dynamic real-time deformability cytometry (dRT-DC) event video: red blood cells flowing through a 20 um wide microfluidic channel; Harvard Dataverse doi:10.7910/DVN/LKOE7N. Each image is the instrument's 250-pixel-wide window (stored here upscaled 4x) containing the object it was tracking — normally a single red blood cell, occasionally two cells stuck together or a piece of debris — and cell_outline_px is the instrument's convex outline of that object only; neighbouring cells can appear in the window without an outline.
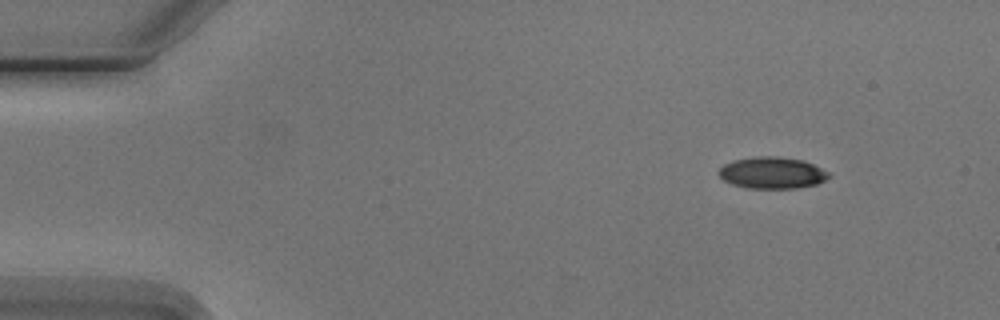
{"species": "Egyptian fruit bat (a non-hibernating species)", "species_latin": "Rousettus aegyptiacus", "temperature_condition": "cold", "stored_images_in_passage": 5, "camera_frame_rate_fps": 3000, "um_per_image_px": 0.085, "animal": {"sex": "male"}, "frame": {"image": 1, "passage_image": 1, "time_ms": 0.0, "image_size_px": [1000, 320], "cell_outline_px": [[832, 176], [816, 184], [796, 188], [748, 188], [732, 184], [724, 180], [716, 172], [724, 164], [732, 160], [752, 156], [776, 156], [804, 160], [828, 172]], "centroid_in_image_um": [65.6, 14.68], "position_along_channel_um": 19.4, "area_um2": 20.35}}
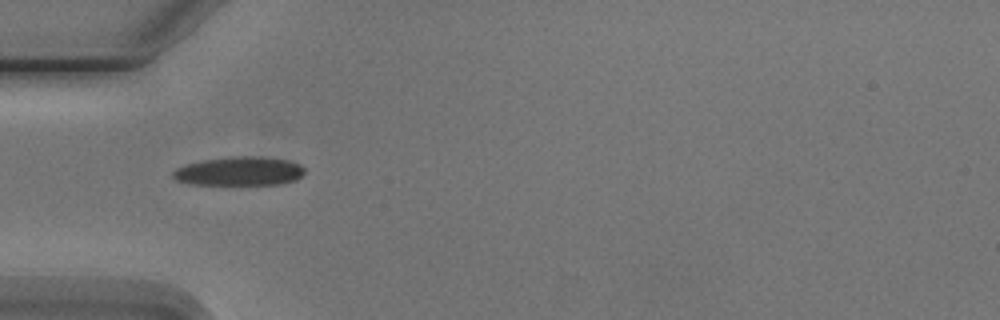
{"frame": {"image": 2, "passage_image": 4, "time_ms": 3.667, "image_size_px": [1000, 320], "cell_outline_px": [[304, 172], [296, 180], [280, 184], [188, 184], [176, 180], [172, 176], [172, 172], [176, 168], [184, 164], [204, 160], [232, 156], [260, 156], [292, 160], [300, 164], [304, 168]], "centroid_in_image_um": [20.34, 14.54], "position_along_channel_um": 64.7, "area_um2": 22.31}}
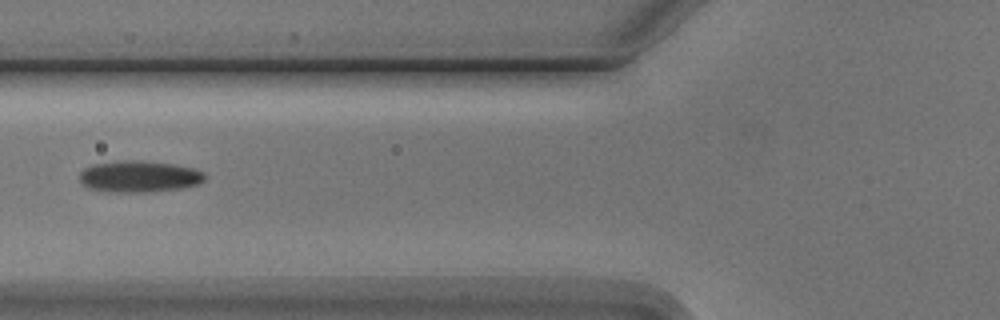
{"frame": {"image": 3, "passage_image": 5, "time_ms": 5.0, "image_size_px": [1000, 320], "cell_outline_px": [[204, 180], [200, 184], [184, 188], [152, 192], [116, 192], [88, 188], [80, 180], [80, 172], [84, 168], [92, 164], [128, 160], [136, 160], [172, 164], [196, 168], [204, 172]], "centroid_in_image_um": [11.87, 15.01], "position_along_channel_um": 113.9, "area_um2": 23.06}}